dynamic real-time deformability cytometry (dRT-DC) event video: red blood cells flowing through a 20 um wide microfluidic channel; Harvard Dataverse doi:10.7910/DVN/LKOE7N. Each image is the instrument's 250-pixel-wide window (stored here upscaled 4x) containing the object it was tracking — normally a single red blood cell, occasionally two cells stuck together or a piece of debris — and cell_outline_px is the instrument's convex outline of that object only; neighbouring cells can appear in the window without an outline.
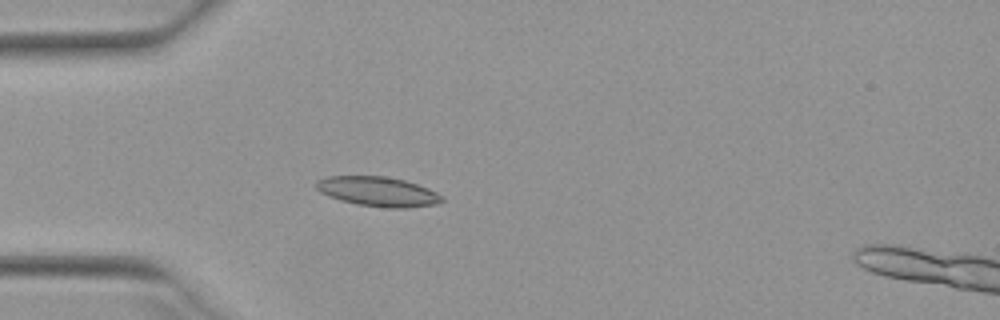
{"species": "Egyptian fruit bat (a non-hibernating species)", "species_latin": "Rousettus aegyptiacus", "temperature_condition": "warm", "stored_images_in_passage": 52, "camera_frame_rate_fps": 3000, "um_per_image_px": 0.085, "animal": {"sex": "female"}, "frame": {"image": 1, "passage_image": 15, "time_ms": 4.667, "image_size_px": [1000, 320], "cell_outline_px": [[444, 200], [436, 204], [404, 208], [388, 208], [356, 204], [340, 200], [328, 196], [320, 192], [316, 188], [316, 180], [324, 176], [384, 176], [404, 180], [428, 188], [444, 196]], "centroid_in_image_um": [32.1, 16.28], "position_along_channel_um": 52.9, "area_um2": 21.79}}
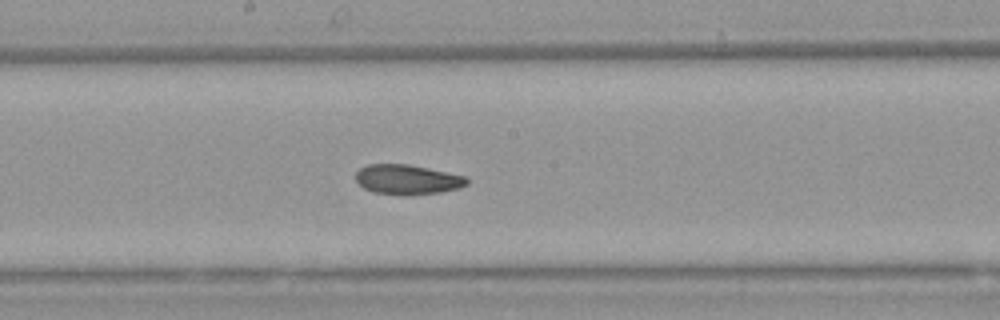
{"frame": {"image": 2, "passage_image": 28, "time_ms": 9.0, "image_size_px": [1000, 320], "cell_outline_px": [[468, 184], [460, 188], [440, 192], [408, 196], [404, 196], [372, 192], [364, 188], [356, 180], [356, 172], [360, 168], [368, 164], [408, 164], [468, 176]], "centroid_in_image_um": [34.65, 15.27], "position_along_channel_um": 213.6, "area_um2": 19.59}}
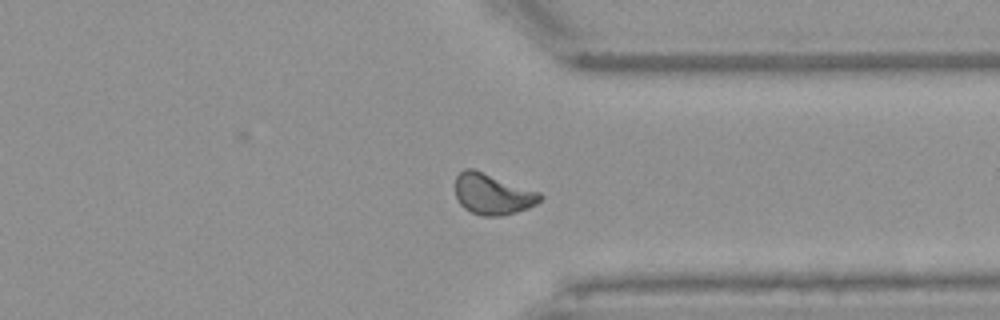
{"frame": {"image": 3, "passage_image": 40, "time_ms": 13.0, "image_size_px": [1000, 320], "cell_outline_px": [[544, 196], [536, 204], [528, 208], [516, 212], [500, 216], [480, 216], [464, 208], [460, 204], [456, 196], [456, 176], [464, 168], [472, 168], [540, 192]], "centroid_in_image_um": [41.87, 16.5], "position_along_channel_um": 369.5, "area_um2": 20.17}, "authors_computed_cell_mechanics": {"area_um2": 19.8832, "velocity_mm_per_s": 3.931, "shape_relaxation_time_tau1_ms": 5.7629, "shape_relaxation_time_tau2_ms": 4.0717, "deformation_change_tau1": 0.159, "deformation_change_tau2": 0.0874}}